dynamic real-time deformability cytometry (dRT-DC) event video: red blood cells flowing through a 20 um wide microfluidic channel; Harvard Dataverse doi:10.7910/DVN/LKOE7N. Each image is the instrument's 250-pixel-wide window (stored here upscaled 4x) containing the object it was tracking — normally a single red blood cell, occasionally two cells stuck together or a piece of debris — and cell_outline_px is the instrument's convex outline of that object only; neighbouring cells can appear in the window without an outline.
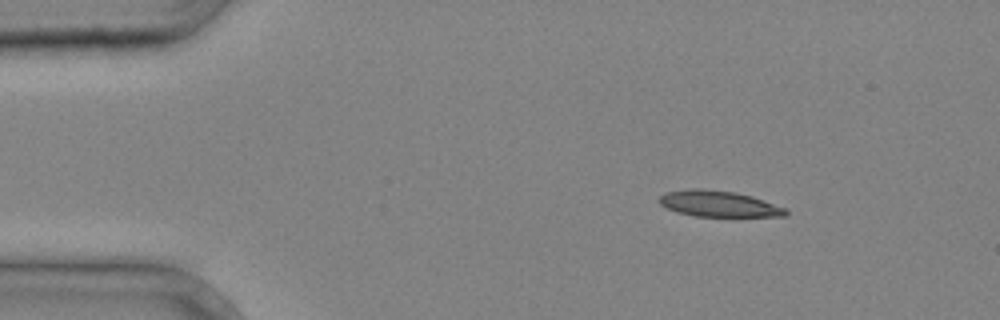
{"species": "common noctule bat (a hibernating species)", "species_latin": "Nyctalus noctula", "temperature_condition": "cold", "stored_images_in_passage": 2, "camera_frame_rate_fps": 3000, "um_per_image_px": 0.085, "animal": {"sex": "male", "body_mass_g": 20.4}, "frame": {"image": 1, "passage_image": 1, "time_ms": 0.0, "image_size_px": [1000, 320], "cell_outline_px": [[788, 216], [696, 216], [676, 212], [660, 204], [656, 200], [664, 192], [688, 188], [700, 188], [736, 192], [752, 196], [788, 208]], "centroid_in_image_um": [61.08, 17.31], "position_along_channel_um": 23.9, "area_um2": 19.42}}